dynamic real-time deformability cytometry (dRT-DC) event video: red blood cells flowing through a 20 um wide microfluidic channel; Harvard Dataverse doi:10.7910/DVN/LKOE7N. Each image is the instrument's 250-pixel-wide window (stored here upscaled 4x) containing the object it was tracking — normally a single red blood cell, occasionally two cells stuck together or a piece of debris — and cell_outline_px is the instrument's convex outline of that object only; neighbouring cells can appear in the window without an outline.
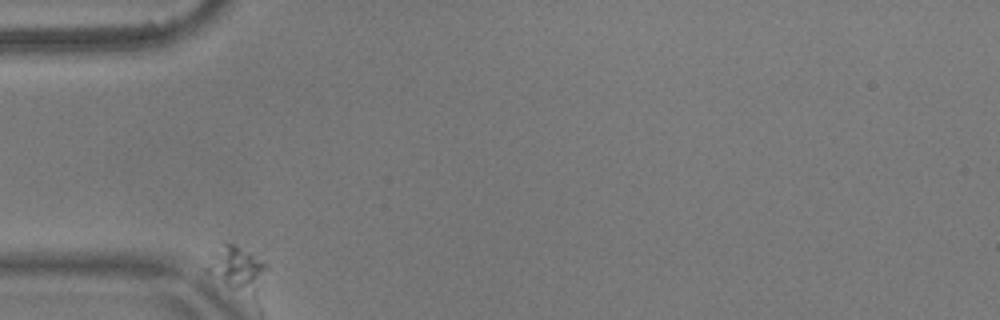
{"species": "common noctule bat (a hibernating species)", "species_latin": "Nyctalus noctula", "temperature_condition": "warm", "stored_images_in_passage": 4, "camera_frame_rate_fps": 3000, "um_per_image_px": 0.085, "animal": {"sex": "male", "body_mass_g": 17.9}, "frame": {"image": 1, "passage_image": 1, "time_ms": 0.0, "image_size_px": [1000, 320], "cell_outline_px": [[268, 268], [252, 296], [232, 288], [204, 272], [204, 268], [224, 244], [232, 244], [252, 256], [264, 264]], "centroid_in_image_um": [20.1, 22.88], "position_along_channel_um": 64.9, "area_um2": 13.99}}
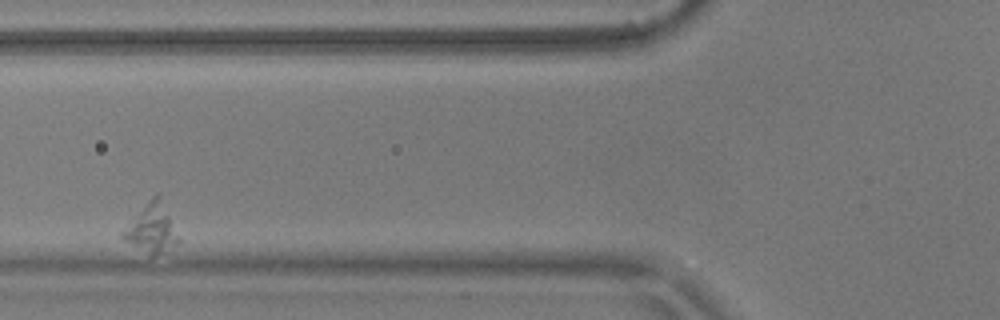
{"frame": {"image": 2, "passage_image": 3, "time_ms": 0.667, "image_size_px": [1000, 320], "cell_outline_px": [[180, 244], [164, 252], [152, 256], [124, 240], [120, 236], [120, 232], [152, 196], [156, 192], [160, 196], [180, 240]], "centroid_in_image_um": [12.89, 19.43], "position_along_channel_um": 112.9, "area_um2": 15.55}}